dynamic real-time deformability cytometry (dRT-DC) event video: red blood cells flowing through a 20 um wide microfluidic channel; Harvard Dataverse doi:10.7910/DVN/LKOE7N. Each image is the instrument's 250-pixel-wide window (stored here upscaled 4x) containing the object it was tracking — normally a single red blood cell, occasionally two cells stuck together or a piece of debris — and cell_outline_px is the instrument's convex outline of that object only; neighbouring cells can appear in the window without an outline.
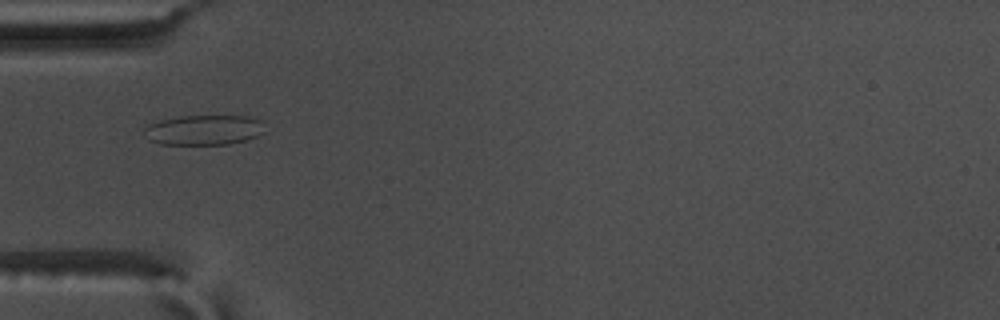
{"species": "common noctule bat (a hibernating species)", "species_latin": "Nyctalus noctula", "temperature_condition": "warm", "stored_images_in_passage": 42, "camera_frame_rate_fps": 3000, "um_per_image_px": 0.085, "animal": {"sex": "male", "body_mass_g": 17.5, "forearm_length_mm": 52.3}, "frame": {"image": 1, "passage_image": 4, "time_ms": 1.0, "image_size_px": [1000, 320], "cell_outline_px": [[264, 132], [256, 136], [244, 140], [228, 144], [160, 144], [148, 140], [144, 128], [148, 124], [160, 120], [180, 116], [248, 116], [264, 120]], "centroid_in_image_um": [17.35, 11.04], "position_along_channel_um": 67.7, "area_um2": 21.15}}
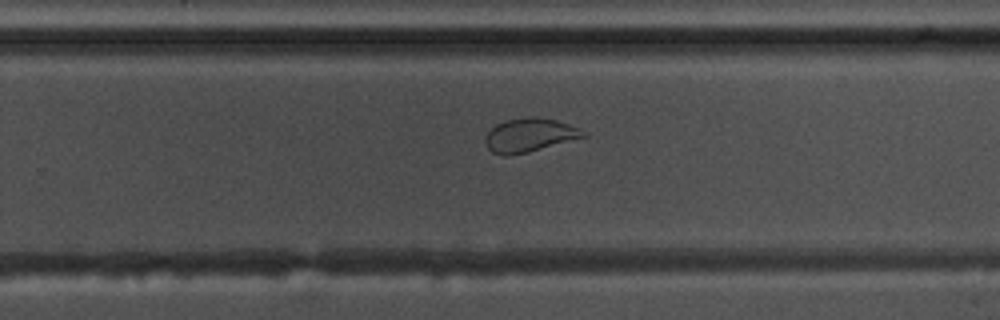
{"frame": {"image": 2, "passage_image": 22, "time_ms": 7.0, "image_size_px": [1000, 320], "cell_outline_px": [[588, 136], [528, 152], [512, 156], [504, 156], [492, 152], [484, 144], [484, 136], [496, 124], [504, 120], [528, 116], [536, 116], [556, 120], [568, 124], [584, 132]], "centroid_in_image_um": [44.95, 11.49], "position_along_channel_um": 284.9, "area_um2": 19.36}}
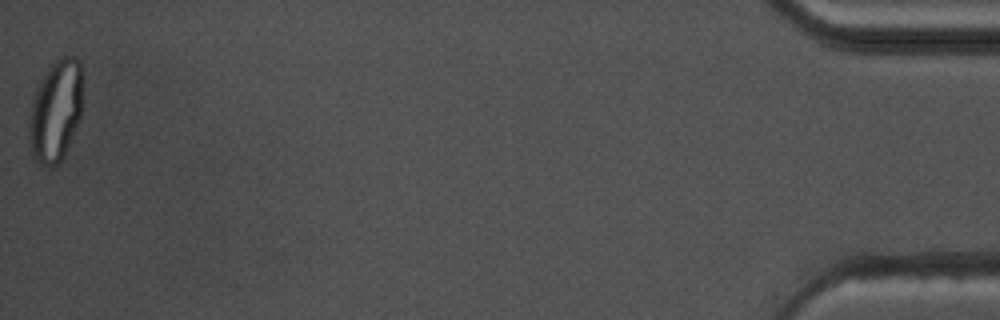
{"frame": {"image": 3, "passage_image": 42, "time_ms": 13.667, "image_size_px": [1000, 320], "cell_outline_px": [[80, 116], [64, 156], [56, 168], [48, 168], [36, 160], [32, 156], [28, 140], [28, 132], [32, 100], [36, 88], [40, 80], [48, 68], [60, 56], [76, 56], [80, 60]], "centroid_in_image_um": [4.69, 9.46], "position_along_channel_um": 430.5, "area_um2": 31.56}}